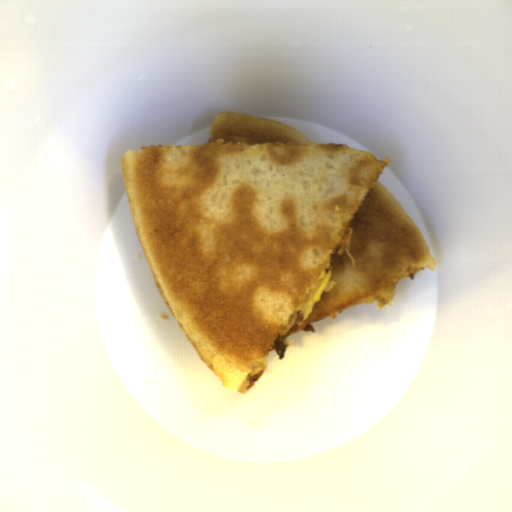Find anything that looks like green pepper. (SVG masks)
I'll list each match as a JSON object with an SVG mask.
<instances>
[{"mask_svg":"<svg viewBox=\"0 0 512 512\" xmlns=\"http://www.w3.org/2000/svg\"><path fill=\"white\" fill-rule=\"evenodd\" d=\"M288 348H289V340H288L287 336L279 337L273 345L274 353H275L277 359H280L283 361Z\"/></svg>","mask_w":512,"mask_h":512,"instance_id":"372bd49c","label":"green pepper"}]
</instances>
